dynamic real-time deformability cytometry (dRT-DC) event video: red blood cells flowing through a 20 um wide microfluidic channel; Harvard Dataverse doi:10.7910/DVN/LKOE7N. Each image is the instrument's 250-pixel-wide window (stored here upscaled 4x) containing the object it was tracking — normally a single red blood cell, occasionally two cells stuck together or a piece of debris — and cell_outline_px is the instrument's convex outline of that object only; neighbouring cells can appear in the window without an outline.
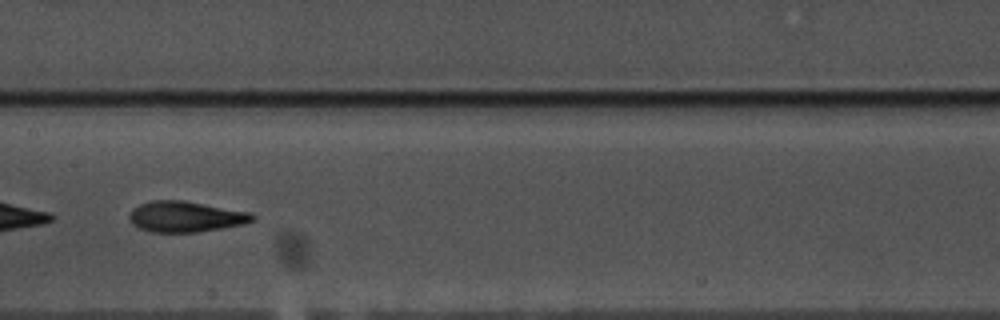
{"species": "common noctule bat (a hibernating species)", "species_latin": "Nyctalus noctula", "temperature_condition": "warm", "stored_images_in_passage": 57, "camera_frame_rate_fps": 3000, "um_per_image_px": 0.085, "animal": {"sex": "male", "body_mass_g": 17.5, "forearm_length_mm": 52.3}, "frame": {"image": 1, "passage_image": 28, "time_ms": 9.0, "image_size_px": [1000, 320], "cell_outline_px": [[256, 220], [244, 224], [196, 232], [152, 232], [140, 228], [132, 224], [128, 216], [132, 208], [140, 204], [152, 200], [184, 200], [248, 212], [256, 216]], "centroid_in_image_um": [15.75, 18.41], "position_along_channel_um": 191.6, "area_um2": 22.02}}
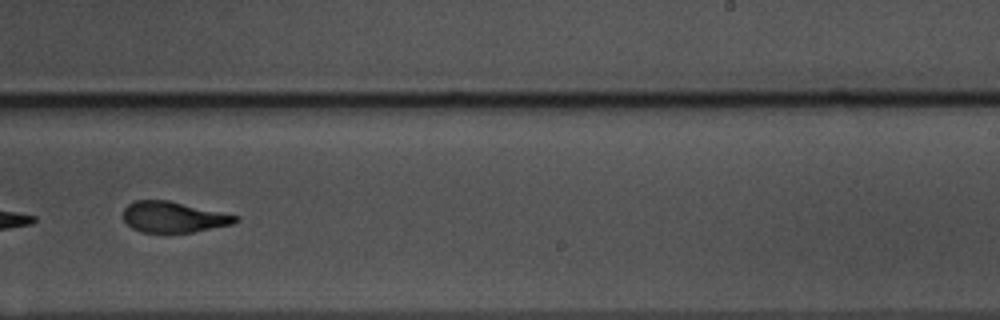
{"frame": {"image": 2, "passage_image": 35, "time_ms": 11.333, "image_size_px": [1000, 320], "cell_outline_px": [[240, 220], [232, 224], [192, 232], [140, 232], [132, 228], [124, 220], [124, 208], [128, 204], [136, 200], [168, 200], [240, 216]], "centroid_in_image_um": [14.75, 18.44], "position_along_channel_um": 274.2, "area_um2": 20.06}}
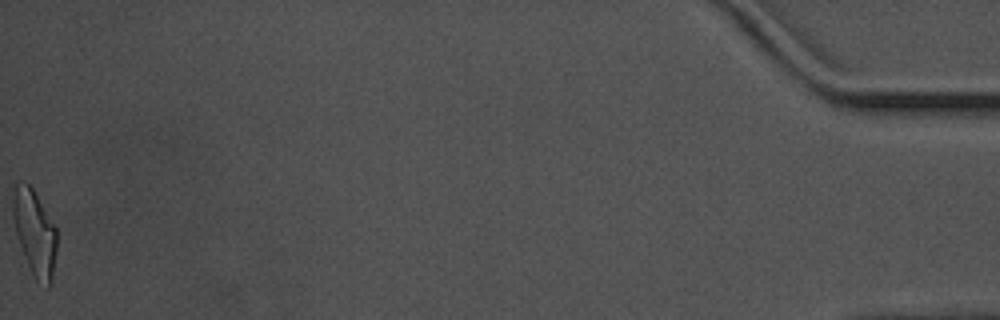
{"frame": {"image": 3, "passage_image": 57, "time_ms": 18.667, "image_size_px": [1000, 320], "cell_outline_px": [[56, 252], [52, 284], [48, 288], [36, 280], [24, 256], [16, 232], [12, 216], [12, 184], [16, 180], [24, 180], [32, 188], [56, 228]], "centroid_in_image_um": [2.92, 19.73], "position_along_channel_um": 432.3, "area_um2": 22.08}, "authors_computed_cell_mechanics": {"area_um2": 21.8484, "velocity_mm_per_s": 3.5498, "shape_relaxation_time_tau1_ms": 6.754, "shape_relaxation_time_tau2_ms": 1.8619, "deformation_change_tau1": 0.2471, "deformation_change_tau2": 0.0914}}